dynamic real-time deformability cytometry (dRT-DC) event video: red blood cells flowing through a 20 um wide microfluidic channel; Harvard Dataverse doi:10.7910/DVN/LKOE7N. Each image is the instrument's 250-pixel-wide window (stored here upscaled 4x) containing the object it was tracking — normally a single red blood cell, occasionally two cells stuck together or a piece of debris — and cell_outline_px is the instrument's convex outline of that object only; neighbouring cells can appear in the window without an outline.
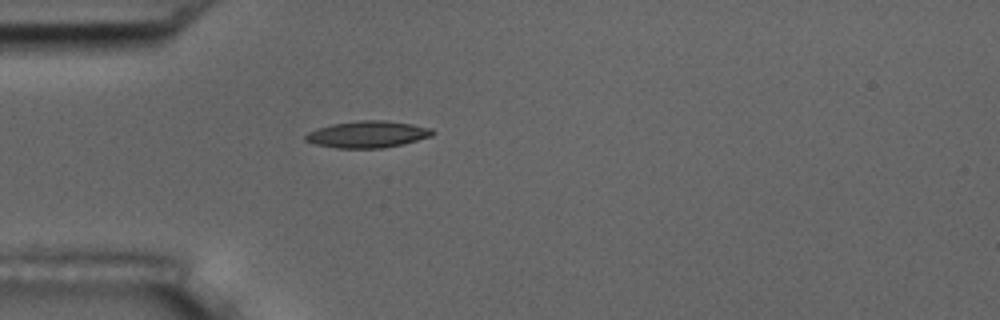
{"species": "common noctule bat (a hibernating species)", "species_latin": "Nyctalus noctula", "temperature_condition": "room temperature", "stored_images_in_passage": 1, "camera_frame_rate_fps": 3000, "um_per_image_px": 0.085, "animal": {"sex": "male", "body_mass_g": 17.5, "forearm_length_mm": 52.3}, "frame": {"image": 1, "passage_image": 1, "time_ms": 0.0, "image_size_px": [1000, 320], "cell_outline_px": [[436, 132], [432, 136], [400, 144], [380, 148], [336, 148], [316, 144], [304, 140], [304, 136], [308, 132], [316, 128], [332, 124], [360, 120], [384, 120], [412, 124], [432, 128]], "centroid_in_image_um": [31.23, 11.41], "position_along_channel_um": 53.8, "area_um2": 19.71}}